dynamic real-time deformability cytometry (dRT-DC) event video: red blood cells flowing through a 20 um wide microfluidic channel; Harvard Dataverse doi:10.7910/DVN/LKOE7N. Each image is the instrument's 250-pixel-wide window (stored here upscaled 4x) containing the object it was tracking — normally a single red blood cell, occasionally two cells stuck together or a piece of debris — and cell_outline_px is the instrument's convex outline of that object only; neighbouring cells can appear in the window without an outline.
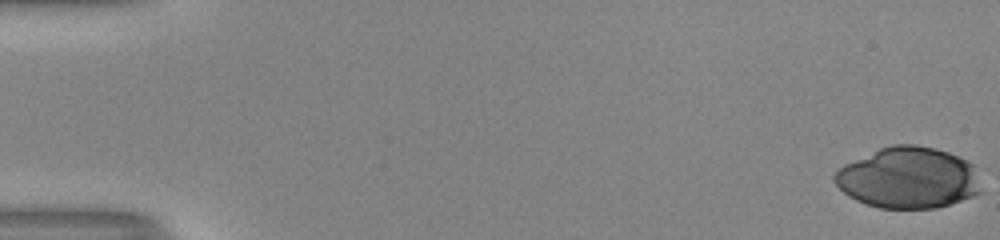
{"species": "human", "species_latin": "Homo sapiens", "temperature_condition": "room temperature", "stored_images_in_passage": 53, "camera_frame_rate_fps": 3000, "um_per_image_px": 0.085, "donor": {"sex": "male"}, "frame": {"image": 1, "passage_image": 1, "time_ms": 0.0, "image_size_px": [1000, 240], "cell_outline_px": [[984, 192], [936, 208], [880, 208], [856, 200], [848, 196], [832, 180], [832, 176], [844, 164], [880, 148], [892, 144], [916, 144], [936, 148], [960, 156], [968, 160], [976, 168]], "centroid_in_image_um": [77.25, 15.1], "position_along_channel_um": 7.8, "area_um2": 52.66}}